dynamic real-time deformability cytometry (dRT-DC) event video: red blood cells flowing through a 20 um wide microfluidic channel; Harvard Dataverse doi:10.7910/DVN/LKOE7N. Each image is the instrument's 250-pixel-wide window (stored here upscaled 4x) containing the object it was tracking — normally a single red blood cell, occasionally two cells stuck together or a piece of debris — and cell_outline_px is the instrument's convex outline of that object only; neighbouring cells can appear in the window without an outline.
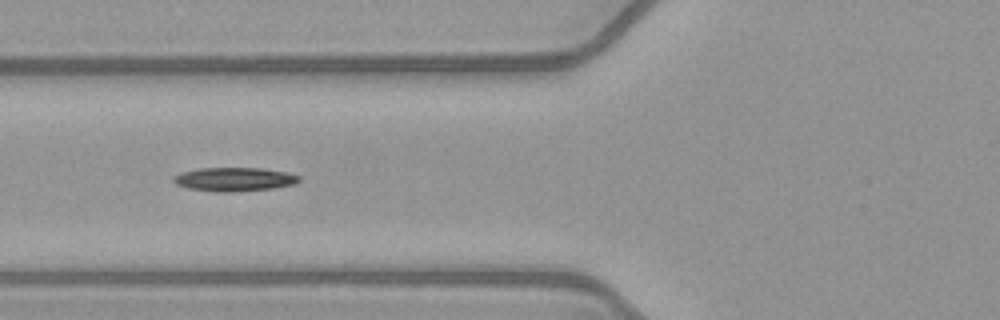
{"species": "common noctule bat (a hibernating species)", "species_latin": "Nyctalus noctula", "temperature_condition": "warm", "stored_images_in_passage": 34, "camera_frame_rate_fps": 3000, "um_per_image_px": 0.085, "animal": {"sex": "female", "body_mass_g": 21.9}, "frame": {"image": 1, "passage_image": 6, "time_ms": 1.667, "image_size_px": [1000, 320], "cell_outline_px": [[300, 180], [296, 184], [272, 188], [228, 192], [212, 192], [188, 188], [176, 184], [172, 180], [172, 176], [180, 172], [200, 168], [260, 168], [288, 172], [300, 176]], "centroid_in_image_um": [19.89, 15.24], "position_along_channel_um": 105.9, "area_um2": 17.51}}
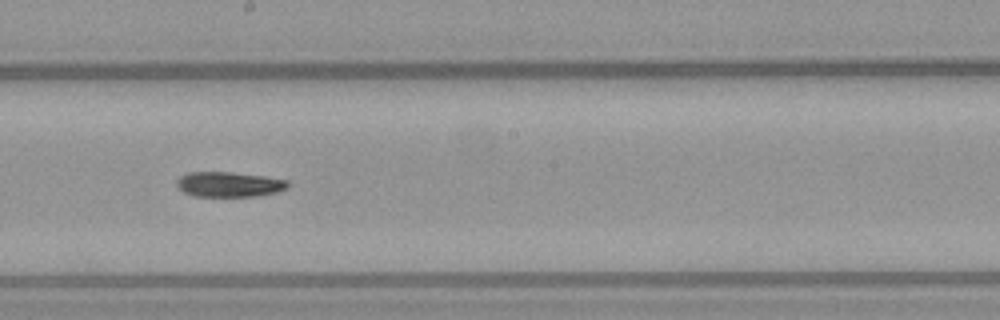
{"frame": {"image": 2, "passage_image": 15, "time_ms": 4.667, "image_size_px": [1000, 320], "cell_outline_px": [[288, 188], [276, 192], [260, 196], [196, 196], [184, 192], [176, 184], [176, 180], [180, 176], [188, 172], [232, 172], [264, 176], [288, 180]], "centroid_in_image_um": [19.48, 15.66], "position_along_channel_um": 228.7, "area_um2": 16.24}}